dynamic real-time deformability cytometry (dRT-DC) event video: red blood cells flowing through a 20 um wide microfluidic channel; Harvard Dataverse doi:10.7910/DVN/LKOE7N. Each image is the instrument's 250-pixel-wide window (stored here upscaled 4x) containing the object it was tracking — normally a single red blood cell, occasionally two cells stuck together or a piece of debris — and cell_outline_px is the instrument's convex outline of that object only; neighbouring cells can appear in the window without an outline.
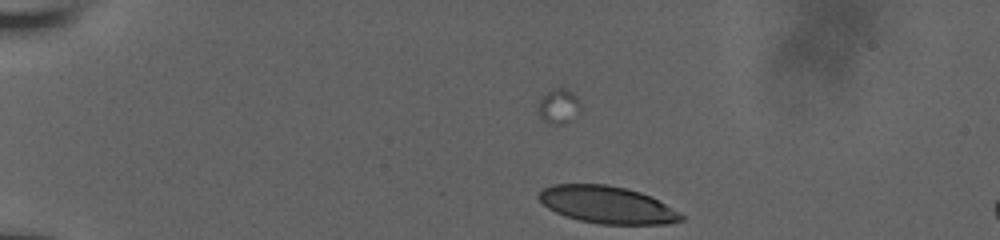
{"species": "human", "species_latin": "Homo sapiens", "temperature_condition": "room temperature", "stored_images_in_passage": 5, "camera_frame_rate_fps": 3000, "um_per_image_px": 0.085, "donor": {"sex": "male"}, "frame": {"image": 1, "passage_image": 5, "time_ms": 1.333, "image_size_px": [1000, 240], "cell_outline_px": [[684, 220], [668, 224], [600, 224], [580, 220], [556, 212], [548, 208], [536, 196], [544, 188], [552, 184], [604, 184], [624, 188], [640, 192], [652, 196], [684, 216]], "centroid_in_image_um": [51.61, 17.4], "position_along_channel_um": 33.4, "area_um2": 30.63}}